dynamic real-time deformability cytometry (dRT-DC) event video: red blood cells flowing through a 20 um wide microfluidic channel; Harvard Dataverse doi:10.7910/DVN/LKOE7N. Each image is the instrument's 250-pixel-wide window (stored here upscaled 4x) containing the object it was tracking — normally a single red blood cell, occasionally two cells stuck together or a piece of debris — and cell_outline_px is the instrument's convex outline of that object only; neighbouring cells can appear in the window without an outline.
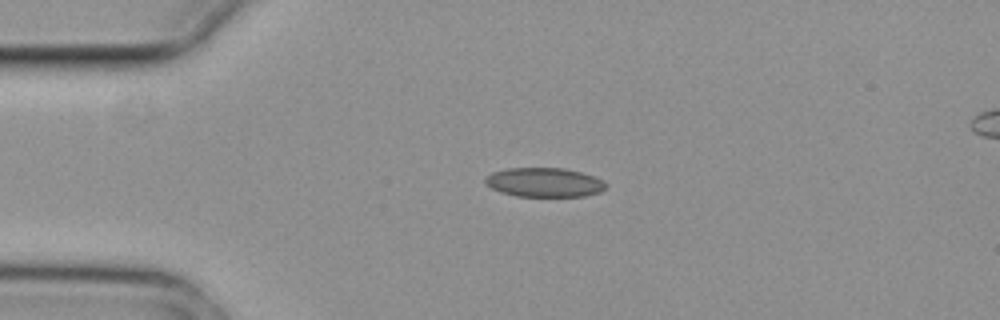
{"species": "common noctule bat (a hibernating species)", "species_latin": "Nyctalus noctula", "temperature_condition": "cold", "stored_images_in_passage": 3, "segment_of_instrument_passage": [1, 2], "camera_frame_rate_fps": 3000, "um_per_image_px": 0.085, "animal": {"sex": "female", "body_mass_g": 29.2, "forearm_length_mm": 56.3}, "frame": {"image": 1, "passage_image": 1, "time_ms": 0.0, "image_size_px": [1000, 320], "cell_outline_px": [[608, 188], [600, 192], [584, 196], [516, 196], [500, 192], [484, 184], [484, 176], [492, 172], [508, 168], [564, 168], [580, 172], [604, 180], [608, 184]], "centroid_in_image_um": [46.26, 15.5], "position_along_channel_um": 38.7, "area_um2": 20.75}}